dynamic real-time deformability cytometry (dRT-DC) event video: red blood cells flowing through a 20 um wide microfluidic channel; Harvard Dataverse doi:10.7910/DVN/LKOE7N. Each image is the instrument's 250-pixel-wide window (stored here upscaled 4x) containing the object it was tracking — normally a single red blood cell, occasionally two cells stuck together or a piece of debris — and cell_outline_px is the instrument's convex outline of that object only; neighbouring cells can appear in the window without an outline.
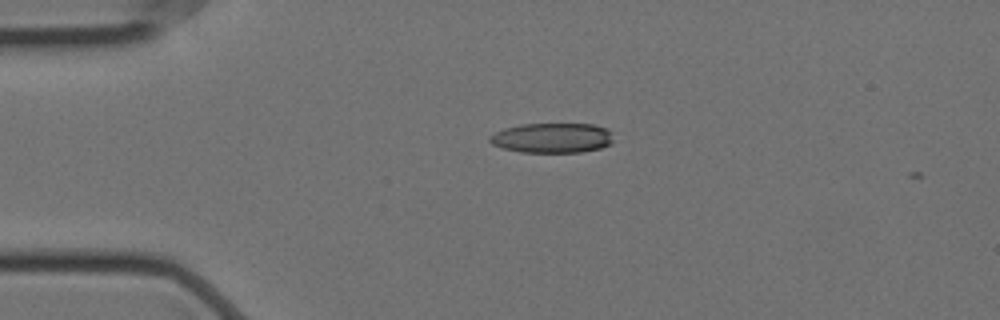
{"species": "Egyptian fruit bat (a non-hibernating species)", "species_latin": "Rousettus aegyptiacus", "temperature_condition": "cold", "stored_images_in_passage": 3, "camera_frame_rate_fps": 3000, "um_per_image_px": 0.085, "animal": {"sex": "female"}, "frame": {"image": 1, "passage_image": 1, "time_ms": 0.0, "image_size_px": [1000, 320], "cell_outline_px": [[612, 144], [600, 148], [580, 152], [520, 152], [504, 148], [492, 144], [488, 140], [488, 136], [504, 128], [520, 124], [592, 124], [608, 128], [612, 140]], "centroid_in_image_um": [46.92, 11.72], "position_along_channel_um": 38.1, "area_um2": 21.56}}